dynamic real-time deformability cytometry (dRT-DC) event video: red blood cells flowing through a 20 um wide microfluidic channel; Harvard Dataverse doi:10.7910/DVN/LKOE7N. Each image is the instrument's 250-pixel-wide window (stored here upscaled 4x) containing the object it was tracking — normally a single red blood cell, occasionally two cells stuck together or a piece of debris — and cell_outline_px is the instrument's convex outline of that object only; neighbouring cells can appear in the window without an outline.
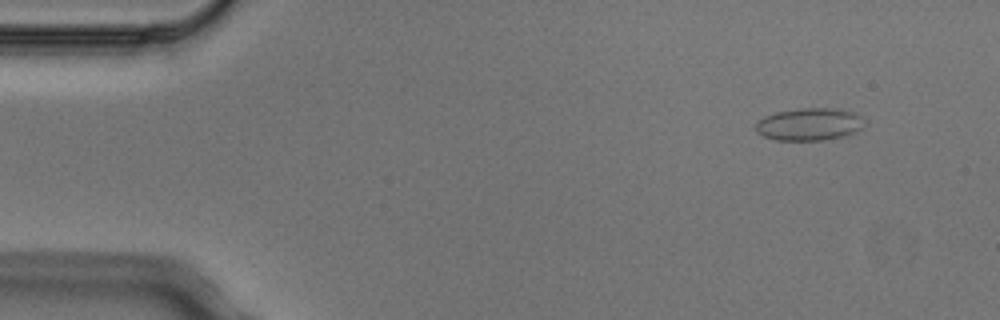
{"species": "Egyptian fruit bat (a non-hibernating species)", "species_latin": "Rousettus aegyptiacus", "temperature_condition": "cold", "stored_images_in_passage": 3, "segment_of_instrument_passage": [2, 2], "camera_frame_rate_fps": 3000, "um_per_image_px": 0.085, "animal": {"sex": "male"}, "frame": {"image": 1, "passage_image": 3, "time_ms": 0.667, "image_size_px": [1000, 320], "cell_outline_px": [[864, 128], [856, 132], [844, 136], [824, 140], [776, 140], [764, 136], [756, 132], [756, 124], [764, 116], [776, 112], [800, 108], [840, 108], [856, 112], [864, 116]], "centroid_in_image_um": [68.87, 10.55], "position_along_channel_um": 16.1, "area_um2": 20.92}}